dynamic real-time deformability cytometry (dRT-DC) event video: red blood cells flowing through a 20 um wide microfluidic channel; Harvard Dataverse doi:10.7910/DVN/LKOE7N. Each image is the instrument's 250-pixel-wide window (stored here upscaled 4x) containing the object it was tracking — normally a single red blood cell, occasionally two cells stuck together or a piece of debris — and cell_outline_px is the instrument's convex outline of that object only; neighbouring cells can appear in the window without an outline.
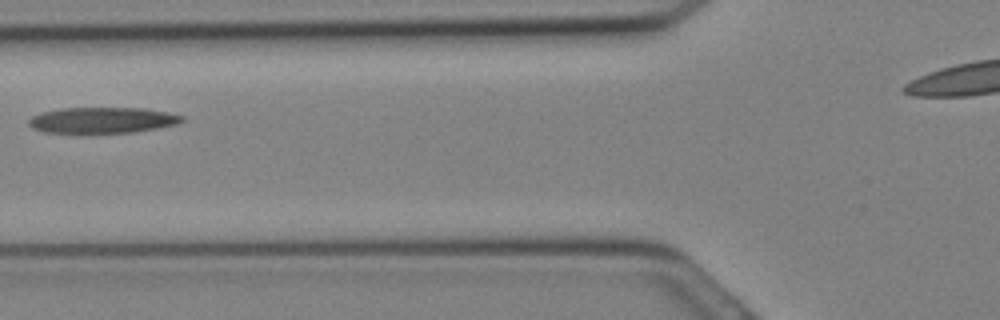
{"species": "Egyptian fruit bat (a non-hibernating species)", "species_latin": "Rousettus aegyptiacus", "temperature_condition": "cold", "stored_images_in_passage": 10, "camera_frame_rate_fps": 3000, "um_per_image_px": 0.085, "animal": {"sex": "female"}, "frame": {"image": 1, "passage_image": 9, "time_ms": 2.667, "image_size_px": [1000, 320], "cell_outline_px": [[184, 120], [180, 124], [136, 132], [44, 132], [32, 128], [28, 124], [28, 120], [32, 116], [40, 112], [60, 108], [144, 108], [168, 112], [184, 116]], "centroid_in_image_um": [8.73, 10.2], "position_along_channel_um": 117.1, "area_um2": 23.18}}